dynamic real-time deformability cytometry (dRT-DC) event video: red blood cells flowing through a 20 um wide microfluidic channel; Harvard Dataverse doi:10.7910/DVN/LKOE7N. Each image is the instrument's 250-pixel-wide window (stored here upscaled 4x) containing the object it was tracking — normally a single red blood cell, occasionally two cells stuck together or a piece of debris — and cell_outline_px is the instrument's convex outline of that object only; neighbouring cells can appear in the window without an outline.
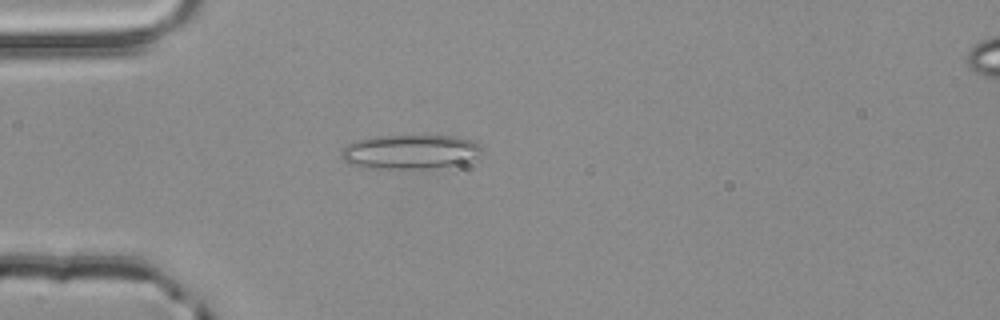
{"species": "common noctule bat (a hibernating species)", "species_latin": "Nyctalus noctula", "temperature_condition": "room temperature", "stored_images_in_passage": 35, "camera_frame_rate_fps": 3000, "um_per_image_px": 0.085, "animal": {"sex": "male", "body_mass_g": 20.4}, "frame": {"image": 1, "passage_image": 1, "time_ms": 0.0, "image_size_px": [1000, 320], "cell_outline_px": [[484, 152], [460, 164], [424, 168], [388, 168], [352, 164], [344, 160], [340, 156], [340, 152], [348, 144], [356, 140], [372, 136], [456, 136], [480, 144], [484, 148]], "centroid_in_image_um": [34.89, 12.88], "position_along_channel_um": 50.1, "area_um2": 27.63}}
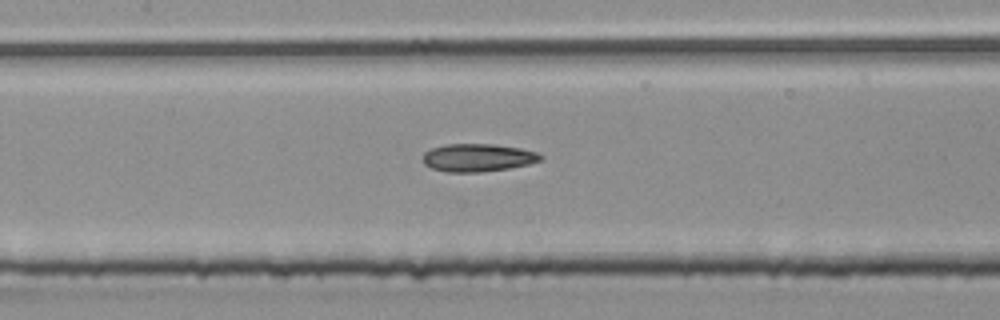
{"frame": {"image": 2, "passage_image": 11, "time_ms": 3.333, "image_size_px": [1000, 320], "cell_outline_px": [[544, 156], [540, 160], [528, 164], [508, 168], [480, 172], [444, 172], [432, 168], [424, 164], [424, 152], [432, 148], [444, 144], [496, 144], [520, 148], [536, 152]], "centroid_in_image_um": [40.6, 13.39], "position_along_channel_um": 166.8, "area_um2": 19.07}}
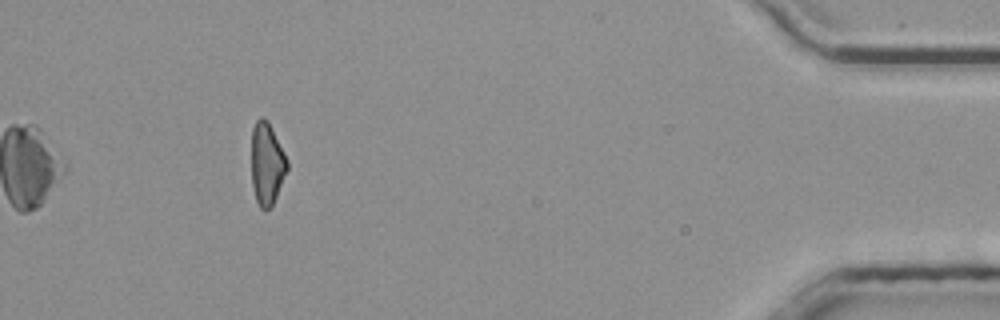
{"frame": {"image": 3, "passage_image": 35, "time_ms": 11.333, "image_size_px": [1000, 320], "cell_outline_px": [[288, 168], [276, 196], [272, 204], [268, 208], [260, 208], [256, 200], [252, 184], [252, 128], [256, 120], [260, 116], [264, 116], [268, 120], [288, 160]], "centroid_in_image_um": [22.68, 13.86], "position_along_channel_um": 412.5, "area_um2": 16.99}, "authors_computed_cell_mechanics": {"area_um2": 18.8428, "velocity_mm_per_s": 3.8878, "shape_relaxation_time_tau1_ms": null, "shape_relaxation_time_tau2_ms": 5.078, "deformation_change_tau1": null, "deformation_change_tau2": 0.1543}}